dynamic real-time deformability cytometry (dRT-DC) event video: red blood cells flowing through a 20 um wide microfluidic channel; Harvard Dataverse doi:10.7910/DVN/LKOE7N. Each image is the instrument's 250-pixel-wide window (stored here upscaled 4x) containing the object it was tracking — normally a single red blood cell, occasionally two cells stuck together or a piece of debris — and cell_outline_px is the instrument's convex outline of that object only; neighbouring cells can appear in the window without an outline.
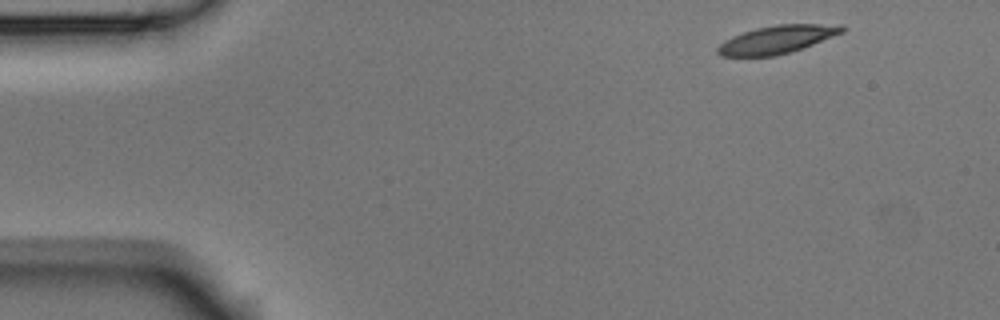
{"species": "Egyptian fruit bat (a non-hibernating species)", "species_latin": "Rousettus aegyptiacus", "temperature_condition": "room temperature", "stored_images_in_passage": 3, "camera_frame_rate_fps": 3000, "um_per_image_px": 0.085, "animal": {"sex": "male"}, "frame": {"image": 1, "passage_image": 1, "time_ms": 0.0, "image_size_px": [1000, 320], "cell_outline_px": [[844, 32], [812, 44], [788, 52], [772, 56], [720, 56], [716, 52], [716, 48], [724, 40], [732, 36], [756, 28], [776, 24], [840, 24], [844, 28]], "centroid_in_image_um": [66.01, 3.35], "position_along_channel_um": 19.0, "area_um2": 20.06}}
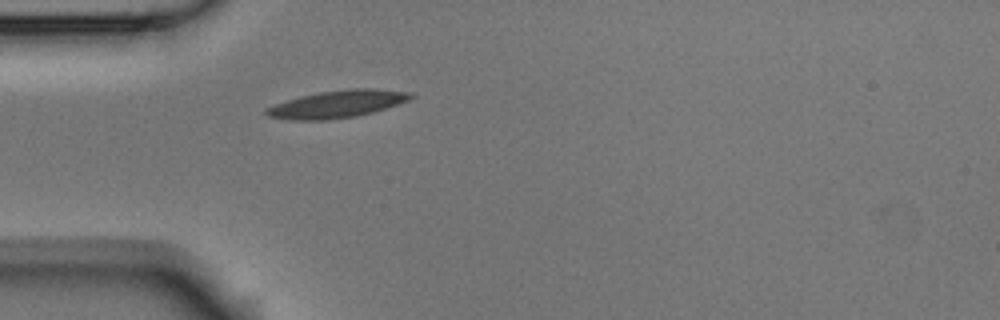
{"frame": {"image": 2, "passage_image": 3, "time_ms": 0.667, "image_size_px": [1000, 320], "cell_outline_px": [[416, 96], [408, 100], [372, 112], [356, 116], [328, 120], [288, 120], [268, 116], [264, 112], [264, 108], [300, 96], [320, 92], [348, 88], [372, 88], [412, 92]], "centroid_in_image_um": [28.66, 8.84], "position_along_channel_um": 56.3, "area_um2": 23.0}}